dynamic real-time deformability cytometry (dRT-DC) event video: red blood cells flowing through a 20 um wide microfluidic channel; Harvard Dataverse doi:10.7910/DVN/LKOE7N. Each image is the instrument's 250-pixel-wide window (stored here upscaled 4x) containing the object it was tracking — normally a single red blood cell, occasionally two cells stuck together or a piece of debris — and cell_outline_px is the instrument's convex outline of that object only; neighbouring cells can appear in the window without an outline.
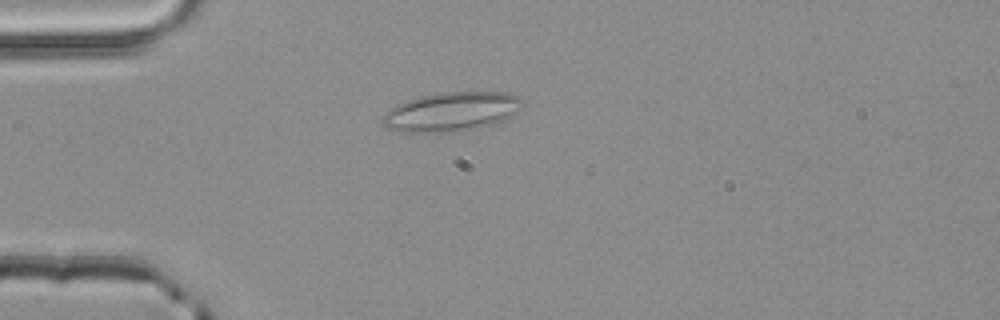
{"species": "common noctule bat (a hibernating species)", "species_latin": "Nyctalus noctula", "temperature_condition": "room temperature", "stored_images_in_passage": 44, "camera_frame_rate_fps": 3000, "um_per_image_px": 0.085, "animal": {"sex": "male", "body_mass_g": 20.4}, "frame": {"image": 1, "passage_image": 6, "time_ms": 1.667, "image_size_px": [1000, 320], "cell_outline_px": [[524, 100], [520, 108], [516, 112], [504, 120], [480, 128], [436, 132], [404, 132], [388, 128], [384, 124], [380, 116], [384, 112], [408, 100], [420, 96], [440, 92], [508, 92], [520, 96]], "centroid_in_image_um": [38.4, 9.48], "position_along_channel_um": 46.6, "area_um2": 31.79}}
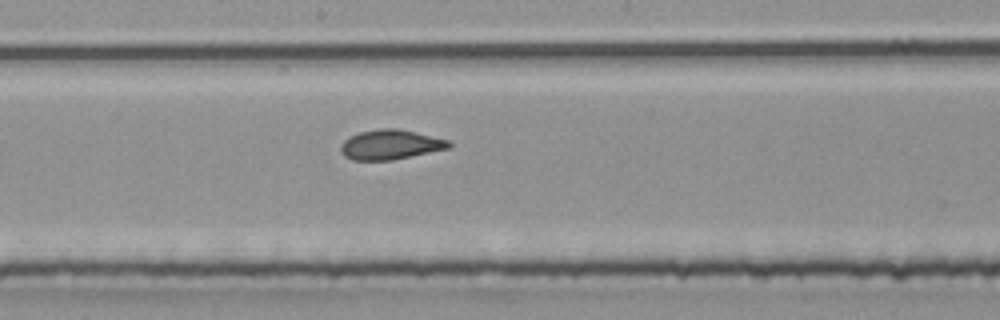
{"frame": {"image": 2, "passage_image": 20, "time_ms": 6.333, "image_size_px": [1000, 320], "cell_outline_px": [[452, 148], [392, 160], [352, 160], [344, 156], [340, 152], [340, 144], [348, 136], [360, 132], [380, 128], [396, 128], [452, 140]], "centroid_in_image_um": [33.2, 12.29], "position_along_channel_um": 215.0, "area_um2": 19.07}}
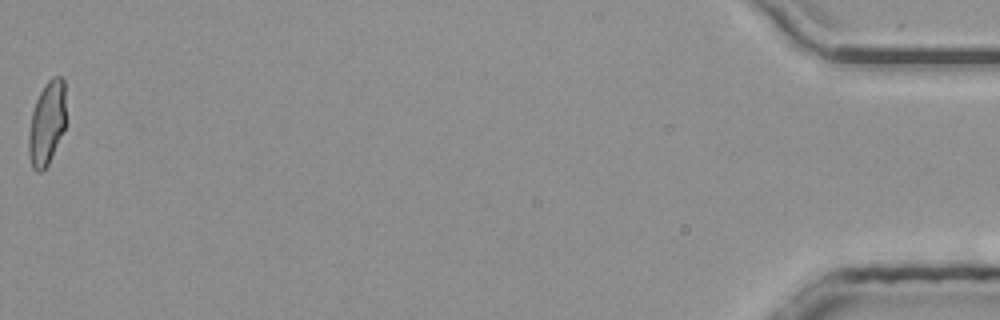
{"frame": {"image": 3, "passage_image": 44, "time_ms": 14.333, "image_size_px": [1000, 320], "cell_outline_px": [[64, 128], [48, 164], [40, 172], [36, 172], [32, 168], [28, 152], [28, 136], [32, 112], [36, 100], [44, 84], [52, 76], [60, 76], [64, 80]], "centroid_in_image_um": [3.95, 10.46], "position_along_channel_um": 431.2, "area_um2": 17.86}, "authors_computed_cell_mechanics": {"area_um2": 18.9295, "velocity_mm_per_s": 4.0042, "shape_relaxation_time_tau1_ms": null, "shape_relaxation_time_tau2_ms": 1.2863, "deformation_change_tau1": null, "deformation_change_tau2": 0.0787}}